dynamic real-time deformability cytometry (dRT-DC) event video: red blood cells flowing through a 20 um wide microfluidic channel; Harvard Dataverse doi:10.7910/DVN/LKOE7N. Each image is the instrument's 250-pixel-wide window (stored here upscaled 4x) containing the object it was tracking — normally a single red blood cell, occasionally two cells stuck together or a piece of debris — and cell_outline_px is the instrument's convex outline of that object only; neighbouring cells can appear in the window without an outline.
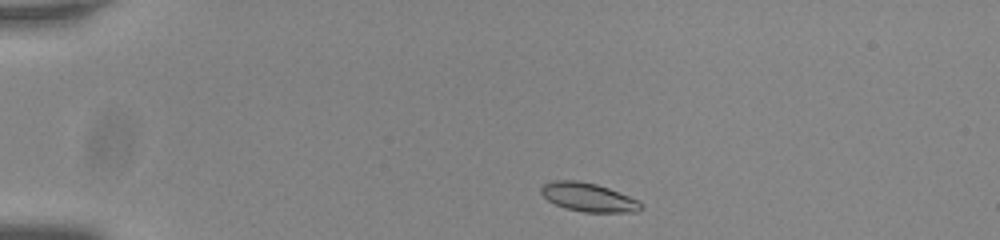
{"species": "common noctule bat (a hibernating species)", "species_latin": "Nyctalus noctula", "temperature_condition": "room temperature", "stored_images_in_passage": 45, "camera_frame_rate_fps": 3000, "um_per_image_px": 0.085, "animal": {"sex": "male", "body_mass_g": 20.0, "forearm_length_mm": 53.3}, "frame": {"image": 1, "passage_image": 2, "time_ms": 0.333, "image_size_px": [1000, 240], "cell_outline_px": [[644, 208], [636, 212], [584, 212], [568, 208], [556, 204], [548, 200], [540, 192], [540, 188], [544, 184], [552, 180], [576, 180], [596, 184], [608, 188], [640, 200]], "centroid_in_image_um": [50.04, 16.76], "position_along_channel_um": 35.0, "area_um2": 16.65}}
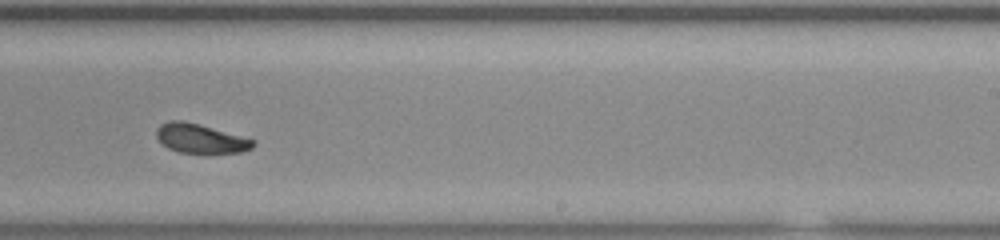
{"frame": {"image": 2, "passage_image": 26, "time_ms": 8.333, "image_size_px": [1000, 240], "cell_outline_px": [[256, 144], [252, 148], [240, 152], [180, 152], [168, 148], [156, 136], [156, 128], [160, 124], [168, 120], [184, 120], [200, 124], [256, 140]], "centroid_in_image_um": [17.03, 11.74], "position_along_channel_um": 272.0, "area_um2": 16.36}}
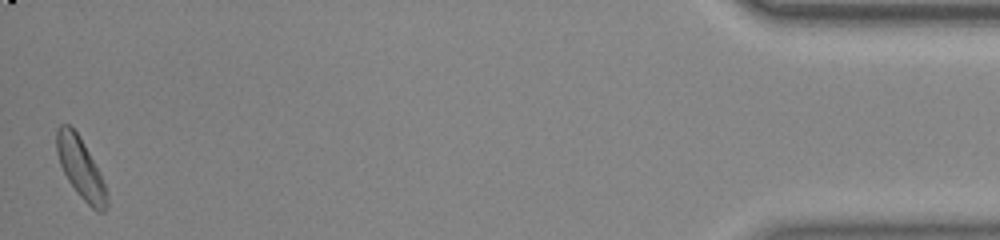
{"frame": {"image": 3, "passage_image": 45, "time_ms": 14.667, "image_size_px": [1000, 240], "cell_outline_px": [[108, 204], [104, 212], [96, 212], [76, 192], [68, 180], [60, 164], [56, 152], [56, 128], [60, 124], [68, 124], [76, 132], [100, 172], [108, 192]], "centroid_in_image_um": [6.86, 14.32], "position_along_channel_um": 428.3, "area_um2": 17.63}, "authors_computed_cell_mechanics": {"area_um2": 17.051, "velocity_mm_per_s": 3.7402, "shape_relaxation_time_tau1_ms": 2.2165, "shape_relaxation_time_tau2_ms": 8.1096, "deformation_change_tau1": 0.0829, "deformation_change_tau2": 0.1452}}